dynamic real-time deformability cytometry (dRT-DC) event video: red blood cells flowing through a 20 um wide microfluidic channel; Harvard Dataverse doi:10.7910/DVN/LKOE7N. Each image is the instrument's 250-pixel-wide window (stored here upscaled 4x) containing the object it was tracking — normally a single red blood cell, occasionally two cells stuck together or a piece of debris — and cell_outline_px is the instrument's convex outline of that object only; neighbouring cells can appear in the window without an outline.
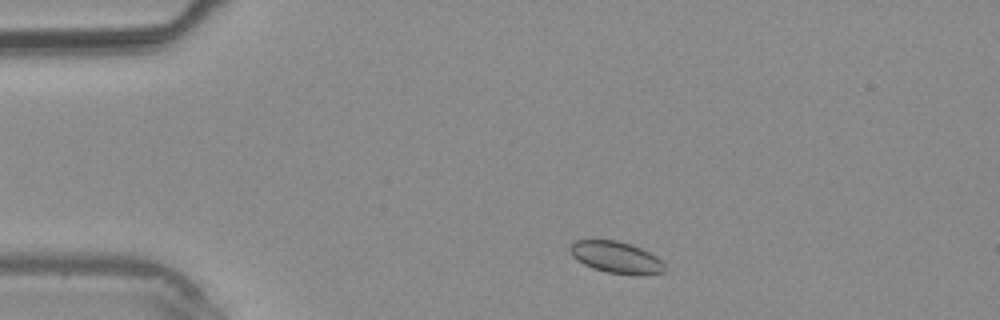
{"species": "common noctule bat (a hibernating species)", "species_latin": "Nyctalus noctula", "temperature_condition": "warm", "stored_images_in_passage": 32, "camera_frame_rate_fps": 3000, "um_per_image_px": 0.085, "animal": {"sex": "male", "body_mass_g": 20.4}, "frame": {"image": 1, "passage_image": 1, "time_ms": 0.0, "image_size_px": [1000, 320], "cell_outline_px": [[668, 268], [664, 272], [640, 276], [632, 276], [608, 272], [592, 268], [584, 264], [572, 256], [568, 248], [576, 240], [616, 240], [640, 248], [656, 256]], "centroid_in_image_um": [52.4, 21.9], "position_along_channel_um": 32.6, "area_um2": 17.57}}
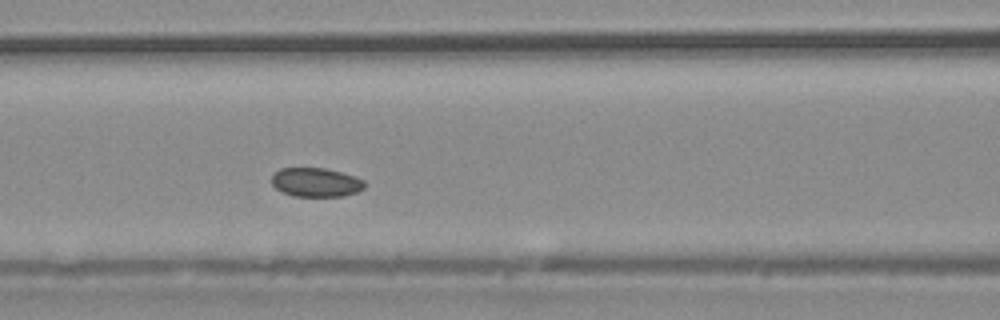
{"frame": {"image": 2, "passage_image": 10, "time_ms": 3.0, "image_size_px": [1000, 320], "cell_outline_px": [[364, 188], [356, 192], [344, 196], [292, 196], [276, 188], [272, 184], [272, 176], [280, 168], [324, 168], [356, 176], [364, 180]], "centroid_in_image_um": [26.86, 15.49], "position_along_channel_um": 139.7, "area_um2": 15.61}}
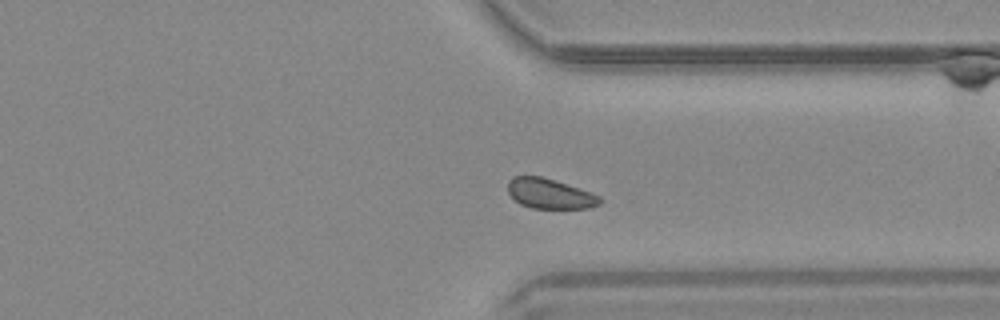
{"frame": {"image": 3, "passage_image": 23, "time_ms": 7.333, "image_size_px": [1000, 320], "cell_outline_px": [[604, 200], [600, 204], [588, 208], [532, 208], [520, 204], [508, 192], [508, 180], [512, 176], [540, 176], [600, 196]], "centroid_in_image_um": [46.71, 16.47], "position_along_channel_um": 364.7, "area_um2": 15.78}}